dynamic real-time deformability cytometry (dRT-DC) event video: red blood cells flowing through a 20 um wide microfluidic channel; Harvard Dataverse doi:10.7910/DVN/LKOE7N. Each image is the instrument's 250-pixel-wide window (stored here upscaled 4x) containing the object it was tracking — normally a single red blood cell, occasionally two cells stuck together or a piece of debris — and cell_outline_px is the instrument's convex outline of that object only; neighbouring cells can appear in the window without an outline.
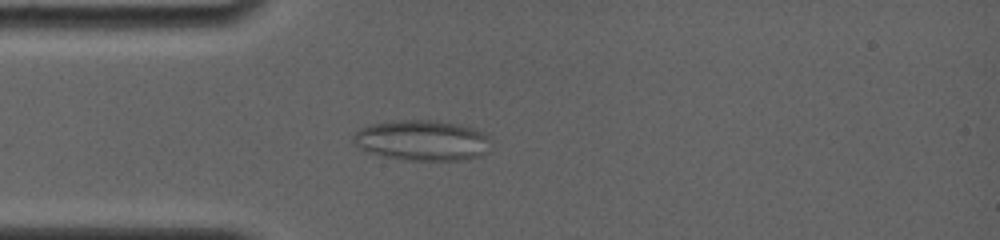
{"species": "common noctule bat (a hibernating species)", "species_latin": "Nyctalus noctula", "temperature_condition": "room temperature", "stored_images_in_passage": 4, "camera_frame_rate_fps": 4000, "um_per_image_px": 0.085, "animal": {"sex": "female", "body_mass_g": 19.0, "forearm_length_mm": 56.7}, "frame": {"image": 1, "passage_image": 4, "time_ms": 3.5, "image_size_px": [1000, 240], "cell_outline_px": [[492, 152], [480, 156], [464, 160], [408, 160], [384, 156], [368, 152], [360, 148], [352, 140], [352, 136], [360, 128], [372, 124], [392, 120], [436, 120], [460, 124], [472, 128], [488, 136]], "centroid_in_image_um": [35.92, 11.93], "position_along_channel_um": 49.1, "area_um2": 32.71}}